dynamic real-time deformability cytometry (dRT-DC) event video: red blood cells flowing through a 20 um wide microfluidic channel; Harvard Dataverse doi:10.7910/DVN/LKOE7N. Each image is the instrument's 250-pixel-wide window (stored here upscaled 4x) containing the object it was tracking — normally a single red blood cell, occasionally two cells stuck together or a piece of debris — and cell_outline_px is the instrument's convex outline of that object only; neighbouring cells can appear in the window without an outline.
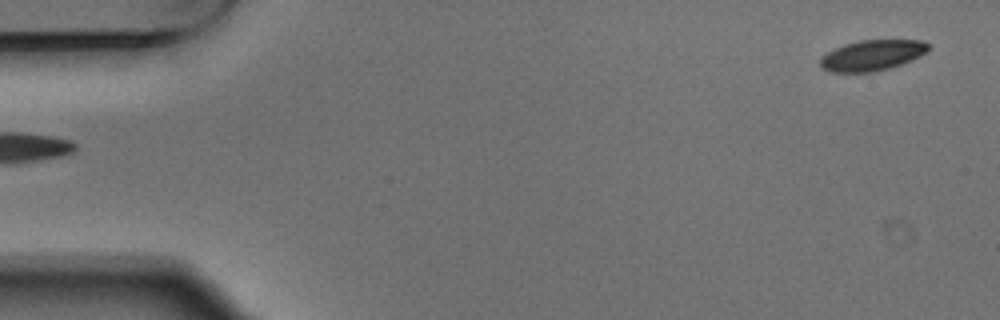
{"species": "Egyptian fruit bat (a non-hibernating species)", "species_latin": "Rousettus aegyptiacus", "temperature_condition": "warm", "stored_images_in_passage": 6, "segment_of_instrument_passage": [2, 2], "camera_frame_rate_fps": 3000, "um_per_image_px": 0.085, "animal": {"sex": "male"}, "frame": {"image": 1, "passage_image": 6, "time_ms": 1.667, "image_size_px": [1000, 320], "cell_outline_px": [[928, 52], [912, 60], [876, 72], [832, 72], [820, 68], [820, 60], [828, 52], [844, 44], [860, 40], [924, 40], [928, 44]], "centroid_in_image_um": [74.15, 4.7], "position_along_channel_um": 10.9, "area_um2": 19.25}}